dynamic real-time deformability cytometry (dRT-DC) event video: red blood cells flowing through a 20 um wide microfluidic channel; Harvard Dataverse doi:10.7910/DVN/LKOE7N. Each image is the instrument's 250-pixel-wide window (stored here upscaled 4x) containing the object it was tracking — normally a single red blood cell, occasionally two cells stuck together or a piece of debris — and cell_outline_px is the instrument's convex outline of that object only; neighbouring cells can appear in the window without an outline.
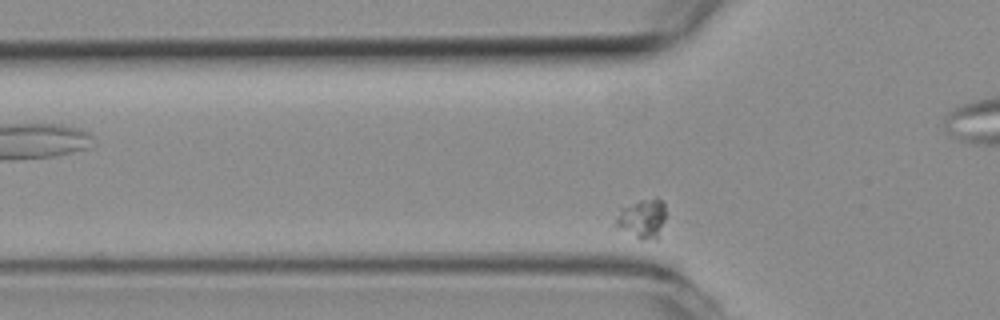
{"species": "common noctule bat (a hibernating species)", "species_latin": "Nyctalus noctula", "temperature_condition": "room temperature", "stored_images_in_passage": 32, "camera_frame_rate_fps": 3000, "um_per_image_px": 0.085, "animal": {"sex": "female", "body_mass_g": 19.3, "forearm_length_mm": 54.1}, "frame": {"image": 1, "passage_image": 3, "time_ms": 0.667, "image_size_px": [1000, 320], "cell_outline_px": [[664, 220], [656, 240], [636, 236], [616, 224], [616, 216], [620, 208], [640, 200], [656, 196], [664, 200]], "centroid_in_image_um": [54.63, 18.49], "position_along_channel_um": 71.2, "area_um2": 10.98}}
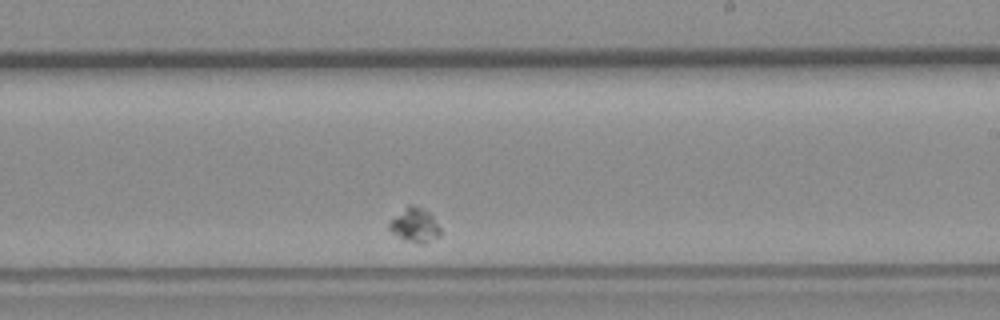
{"frame": {"image": 2, "passage_image": 21, "time_ms": 6.667, "image_size_px": [1000, 320], "cell_outline_px": [[444, 232], [440, 236], [424, 244], [420, 244], [404, 240], [392, 232], [388, 228], [388, 224], [408, 204], [412, 204], [428, 212], [432, 216]], "centroid_in_image_um": [35.3, 19.17], "position_along_channel_um": 253.7, "area_um2": 10.17}}
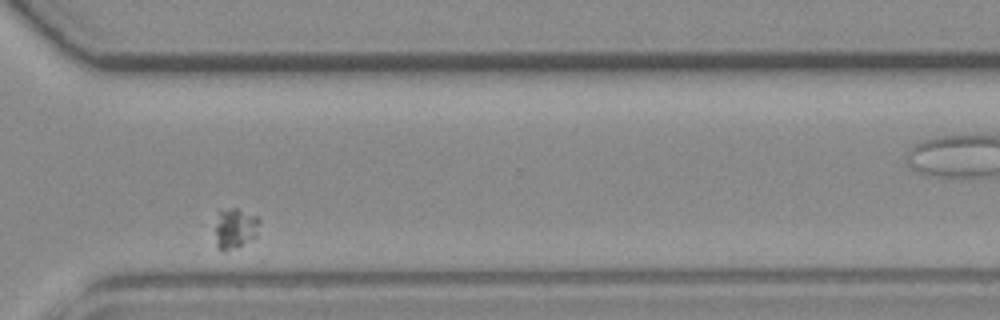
{"frame": {"image": 3, "passage_image": 30, "time_ms": 9.667, "image_size_px": [1000, 320], "cell_outline_px": [[260, 220], [256, 236], [236, 248], [224, 252], [216, 248], [216, 224], [220, 212], [232, 208], [236, 208], [256, 216]], "centroid_in_image_um": [19.99, 19.45], "position_along_channel_um": 350.6, "area_um2": 10.23}}